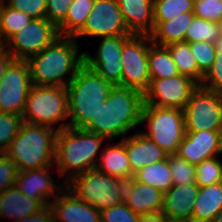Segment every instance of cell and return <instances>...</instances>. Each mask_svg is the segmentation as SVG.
Wrapping results in <instances>:
<instances>
[{
	"instance_id": "14",
	"label": "cell",
	"mask_w": 222,
	"mask_h": 222,
	"mask_svg": "<svg viewBox=\"0 0 222 222\" xmlns=\"http://www.w3.org/2000/svg\"><path fill=\"white\" fill-rule=\"evenodd\" d=\"M132 35L102 37L95 56L84 52V64L114 86H121L122 48Z\"/></svg>"
},
{
	"instance_id": "9",
	"label": "cell",
	"mask_w": 222,
	"mask_h": 222,
	"mask_svg": "<svg viewBox=\"0 0 222 222\" xmlns=\"http://www.w3.org/2000/svg\"><path fill=\"white\" fill-rule=\"evenodd\" d=\"M185 131H222V94L200 85L183 108Z\"/></svg>"
},
{
	"instance_id": "21",
	"label": "cell",
	"mask_w": 222,
	"mask_h": 222,
	"mask_svg": "<svg viewBox=\"0 0 222 222\" xmlns=\"http://www.w3.org/2000/svg\"><path fill=\"white\" fill-rule=\"evenodd\" d=\"M124 203L138 215L157 213L162 211L163 193L132 178L125 185Z\"/></svg>"
},
{
	"instance_id": "20",
	"label": "cell",
	"mask_w": 222,
	"mask_h": 222,
	"mask_svg": "<svg viewBox=\"0 0 222 222\" xmlns=\"http://www.w3.org/2000/svg\"><path fill=\"white\" fill-rule=\"evenodd\" d=\"M126 147V153L133 174L145 166L167 158V154L155 142L141 131L124 137L121 140Z\"/></svg>"
},
{
	"instance_id": "28",
	"label": "cell",
	"mask_w": 222,
	"mask_h": 222,
	"mask_svg": "<svg viewBox=\"0 0 222 222\" xmlns=\"http://www.w3.org/2000/svg\"><path fill=\"white\" fill-rule=\"evenodd\" d=\"M94 0H73L64 20L57 26L60 36L75 37L85 26Z\"/></svg>"
},
{
	"instance_id": "24",
	"label": "cell",
	"mask_w": 222,
	"mask_h": 222,
	"mask_svg": "<svg viewBox=\"0 0 222 222\" xmlns=\"http://www.w3.org/2000/svg\"><path fill=\"white\" fill-rule=\"evenodd\" d=\"M96 167L99 171L112 177L129 181L134 177L126 153L125 144L120 140L101 149Z\"/></svg>"
},
{
	"instance_id": "12",
	"label": "cell",
	"mask_w": 222,
	"mask_h": 222,
	"mask_svg": "<svg viewBox=\"0 0 222 222\" xmlns=\"http://www.w3.org/2000/svg\"><path fill=\"white\" fill-rule=\"evenodd\" d=\"M31 86L26 60H13L0 82V112L22 115Z\"/></svg>"
},
{
	"instance_id": "43",
	"label": "cell",
	"mask_w": 222,
	"mask_h": 222,
	"mask_svg": "<svg viewBox=\"0 0 222 222\" xmlns=\"http://www.w3.org/2000/svg\"><path fill=\"white\" fill-rule=\"evenodd\" d=\"M73 0H46V18L58 26L65 18Z\"/></svg>"
},
{
	"instance_id": "19",
	"label": "cell",
	"mask_w": 222,
	"mask_h": 222,
	"mask_svg": "<svg viewBox=\"0 0 222 222\" xmlns=\"http://www.w3.org/2000/svg\"><path fill=\"white\" fill-rule=\"evenodd\" d=\"M199 191L197 184H174L163 193L162 213L171 222H191L194 202Z\"/></svg>"
},
{
	"instance_id": "36",
	"label": "cell",
	"mask_w": 222,
	"mask_h": 222,
	"mask_svg": "<svg viewBox=\"0 0 222 222\" xmlns=\"http://www.w3.org/2000/svg\"><path fill=\"white\" fill-rule=\"evenodd\" d=\"M169 166L173 184H196L195 165L179 158L177 155H169Z\"/></svg>"
},
{
	"instance_id": "35",
	"label": "cell",
	"mask_w": 222,
	"mask_h": 222,
	"mask_svg": "<svg viewBox=\"0 0 222 222\" xmlns=\"http://www.w3.org/2000/svg\"><path fill=\"white\" fill-rule=\"evenodd\" d=\"M23 123L21 115L0 112V153H5Z\"/></svg>"
},
{
	"instance_id": "6",
	"label": "cell",
	"mask_w": 222,
	"mask_h": 222,
	"mask_svg": "<svg viewBox=\"0 0 222 222\" xmlns=\"http://www.w3.org/2000/svg\"><path fill=\"white\" fill-rule=\"evenodd\" d=\"M21 116L29 124L49 126L57 131L68 128L67 88L32 85ZM57 123L60 124L56 128Z\"/></svg>"
},
{
	"instance_id": "45",
	"label": "cell",
	"mask_w": 222,
	"mask_h": 222,
	"mask_svg": "<svg viewBox=\"0 0 222 222\" xmlns=\"http://www.w3.org/2000/svg\"><path fill=\"white\" fill-rule=\"evenodd\" d=\"M14 60L11 54L6 50L5 46L0 48V82L9 64Z\"/></svg>"
},
{
	"instance_id": "31",
	"label": "cell",
	"mask_w": 222,
	"mask_h": 222,
	"mask_svg": "<svg viewBox=\"0 0 222 222\" xmlns=\"http://www.w3.org/2000/svg\"><path fill=\"white\" fill-rule=\"evenodd\" d=\"M221 38L219 24L194 16L187 28L184 42H210L215 44Z\"/></svg>"
},
{
	"instance_id": "41",
	"label": "cell",
	"mask_w": 222,
	"mask_h": 222,
	"mask_svg": "<svg viewBox=\"0 0 222 222\" xmlns=\"http://www.w3.org/2000/svg\"><path fill=\"white\" fill-rule=\"evenodd\" d=\"M7 4L32 18H46V0H6Z\"/></svg>"
},
{
	"instance_id": "16",
	"label": "cell",
	"mask_w": 222,
	"mask_h": 222,
	"mask_svg": "<svg viewBox=\"0 0 222 222\" xmlns=\"http://www.w3.org/2000/svg\"><path fill=\"white\" fill-rule=\"evenodd\" d=\"M220 154H222V131L213 130L186 131L176 153L179 158L193 165Z\"/></svg>"
},
{
	"instance_id": "22",
	"label": "cell",
	"mask_w": 222,
	"mask_h": 222,
	"mask_svg": "<svg viewBox=\"0 0 222 222\" xmlns=\"http://www.w3.org/2000/svg\"><path fill=\"white\" fill-rule=\"evenodd\" d=\"M124 22L134 35H149L154 29L153 0H117Z\"/></svg>"
},
{
	"instance_id": "3",
	"label": "cell",
	"mask_w": 222,
	"mask_h": 222,
	"mask_svg": "<svg viewBox=\"0 0 222 222\" xmlns=\"http://www.w3.org/2000/svg\"><path fill=\"white\" fill-rule=\"evenodd\" d=\"M106 138L86 129L57 131L54 164L67 183L73 176L96 167L98 153Z\"/></svg>"
},
{
	"instance_id": "2",
	"label": "cell",
	"mask_w": 222,
	"mask_h": 222,
	"mask_svg": "<svg viewBox=\"0 0 222 222\" xmlns=\"http://www.w3.org/2000/svg\"><path fill=\"white\" fill-rule=\"evenodd\" d=\"M74 37L60 36L40 53L26 60L32 85L67 86L84 65V52H79ZM68 76L67 78L65 76Z\"/></svg>"
},
{
	"instance_id": "26",
	"label": "cell",
	"mask_w": 222,
	"mask_h": 222,
	"mask_svg": "<svg viewBox=\"0 0 222 222\" xmlns=\"http://www.w3.org/2000/svg\"><path fill=\"white\" fill-rule=\"evenodd\" d=\"M194 16V12H187L169 21L154 23V29L149 34L151 41L160 46H167L175 42H184L187 28Z\"/></svg>"
},
{
	"instance_id": "32",
	"label": "cell",
	"mask_w": 222,
	"mask_h": 222,
	"mask_svg": "<svg viewBox=\"0 0 222 222\" xmlns=\"http://www.w3.org/2000/svg\"><path fill=\"white\" fill-rule=\"evenodd\" d=\"M33 18L22 11L10 7L6 2L0 7V24L3 40L6 43L14 34H17Z\"/></svg>"
},
{
	"instance_id": "33",
	"label": "cell",
	"mask_w": 222,
	"mask_h": 222,
	"mask_svg": "<svg viewBox=\"0 0 222 222\" xmlns=\"http://www.w3.org/2000/svg\"><path fill=\"white\" fill-rule=\"evenodd\" d=\"M154 23L166 22L194 11V0H153Z\"/></svg>"
},
{
	"instance_id": "5",
	"label": "cell",
	"mask_w": 222,
	"mask_h": 222,
	"mask_svg": "<svg viewBox=\"0 0 222 222\" xmlns=\"http://www.w3.org/2000/svg\"><path fill=\"white\" fill-rule=\"evenodd\" d=\"M57 130L23 122L17 136L4 153L18 171L54 166Z\"/></svg>"
},
{
	"instance_id": "40",
	"label": "cell",
	"mask_w": 222,
	"mask_h": 222,
	"mask_svg": "<svg viewBox=\"0 0 222 222\" xmlns=\"http://www.w3.org/2000/svg\"><path fill=\"white\" fill-rule=\"evenodd\" d=\"M201 87L222 94V55L216 53L211 68L203 76Z\"/></svg>"
},
{
	"instance_id": "1",
	"label": "cell",
	"mask_w": 222,
	"mask_h": 222,
	"mask_svg": "<svg viewBox=\"0 0 222 222\" xmlns=\"http://www.w3.org/2000/svg\"><path fill=\"white\" fill-rule=\"evenodd\" d=\"M144 94L138 90L114 86L104 105L84 128L108 140L126 137L128 132L141 125Z\"/></svg>"
},
{
	"instance_id": "18",
	"label": "cell",
	"mask_w": 222,
	"mask_h": 222,
	"mask_svg": "<svg viewBox=\"0 0 222 222\" xmlns=\"http://www.w3.org/2000/svg\"><path fill=\"white\" fill-rule=\"evenodd\" d=\"M49 204L53 210L54 222H101V212L67 187Z\"/></svg>"
},
{
	"instance_id": "42",
	"label": "cell",
	"mask_w": 222,
	"mask_h": 222,
	"mask_svg": "<svg viewBox=\"0 0 222 222\" xmlns=\"http://www.w3.org/2000/svg\"><path fill=\"white\" fill-rule=\"evenodd\" d=\"M18 169L15 162L0 153V192L15 186Z\"/></svg>"
},
{
	"instance_id": "10",
	"label": "cell",
	"mask_w": 222,
	"mask_h": 222,
	"mask_svg": "<svg viewBox=\"0 0 222 222\" xmlns=\"http://www.w3.org/2000/svg\"><path fill=\"white\" fill-rule=\"evenodd\" d=\"M59 37L57 26L47 18H33L5 43V48L14 60H27Z\"/></svg>"
},
{
	"instance_id": "30",
	"label": "cell",
	"mask_w": 222,
	"mask_h": 222,
	"mask_svg": "<svg viewBox=\"0 0 222 222\" xmlns=\"http://www.w3.org/2000/svg\"><path fill=\"white\" fill-rule=\"evenodd\" d=\"M173 61L181 75L194 80L198 85L203 80V74L198 70L197 61L191 52L189 43L175 42L167 45Z\"/></svg>"
},
{
	"instance_id": "7",
	"label": "cell",
	"mask_w": 222,
	"mask_h": 222,
	"mask_svg": "<svg viewBox=\"0 0 222 222\" xmlns=\"http://www.w3.org/2000/svg\"><path fill=\"white\" fill-rule=\"evenodd\" d=\"M126 181L92 168L73 176L66 187L100 212L124 202Z\"/></svg>"
},
{
	"instance_id": "11",
	"label": "cell",
	"mask_w": 222,
	"mask_h": 222,
	"mask_svg": "<svg viewBox=\"0 0 222 222\" xmlns=\"http://www.w3.org/2000/svg\"><path fill=\"white\" fill-rule=\"evenodd\" d=\"M149 35H132L122 48L121 86L142 92L151 82L148 66Z\"/></svg>"
},
{
	"instance_id": "29",
	"label": "cell",
	"mask_w": 222,
	"mask_h": 222,
	"mask_svg": "<svg viewBox=\"0 0 222 222\" xmlns=\"http://www.w3.org/2000/svg\"><path fill=\"white\" fill-rule=\"evenodd\" d=\"M169 166V155L163 161L145 166L134 174V179L140 183L148 184L162 193L168 191L174 184Z\"/></svg>"
},
{
	"instance_id": "47",
	"label": "cell",
	"mask_w": 222,
	"mask_h": 222,
	"mask_svg": "<svg viewBox=\"0 0 222 222\" xmlns=\"http://www.w3.org/2000/svg\"><path fill=\"white\" fill-rule=\"evenodd\" d=\"M216 46V53H221L222 55V36L221 38L215 43Z\"/></svg>"
},
{
	"instance_id": "46",
	"label": "cell",
	"mask_w": 222,
	"mask_h": 222,
	"mask_svg": "<svg viewBox=\"0 0 222 222\" xmlns=\"http://www.w3.org/2000/svg\"><path fill=\"white\" fill-rule=\"evenodd\" d=\"M138 222H171L161 211L153 214L140 215Z\"/></svg>"
},
{
	"instance_id": "34",
	"label": "cell",
	"mask_w": 222,
	"mask_h": 222,
	"mask_svg": "<svg viewBox=\"0 0 222 222\" xmlns=\"http://www.w3.org/2000/svg\"><path fill=\"white\" fill-rule=\"evenodd\" d=\"M195 168L196 184L199 187L222 182V160L219 156L203 160Z\"/></svg>"
},
{
	"instance_id": "50",
	"label": "cell",
	"mask_w": 222,
	"mask_h": 222,
	"mask_svg": "<svg viewBox=\"0 0 222 222\" xmlns=\"http://www.w3.org/2000/svg\"><path fill=\"white\" fill-rule=\"evenodd\" d=\"M219 24V31L221 33V36H222V19L218 22Z\"/></svg>"
},
{
	"instance_id": "17",
	"label": "cell",
	"mask_w": 222,
	"mask_h": 222,
	"mask_svg": "<svg viewBox=\"0 0 222 222\" xmlns=\"http://www.w3.org/2000/svg\"><path fill=\"white\" fill-rule=\"evenodd\" d=\"M50 169H54V166L18 171L15 186L27 197L37 199L46 206L66 187L65 182L59 185L54 183Z\"/></svg>"
},
{
	"instance_id": "8",
	"label": "cell",
	"mask_w": 222,
	"mask_h": 222,
	"mask_svg": "<svg viewBox=\"0 0 222 222\" xmlns=\"http://www.w3.org/2000/svg\"><path fill=\"white\" fill-rule=\"evenodd\" d=\"M143 123L148 129L142 132L145 136L155 142L167 155H176L186 133L183 109L143 105L141 125Z\"/></svg>"
},
{
	"instance_id": "25",
	"label": "cell",
	"mask_w": 222,
	"mask_h": 222,
	"mask_svg": "<svg viewBox=\"0 0 222 222\" xmlns=\"http://www.w3.org/2000/svg\"><path fill=\"white\" fill-rule=\"evenodd\" d=\"M222 210V182L199 187L191 222H213Z\"/></svg>"
},
{
	"instance_id": "15",
	"label": "cell",
	"mask_w": 222,
	"mask_h": 222,
	"mask_svg": "<svg viewBox=\"0 0 222 222\" xmlns=\"http://www.w3.org/2000/svg\"><path fill=\"white\" fill-rule=\"evenodd\" d=\"M115 35H133L124 22L117 0H94L85 26L74 38Z\"/></svg>"
},
{
	"instance_id": "51",
	"label": "cell",
	"mask_w": 222,
	"mask_h": 222,
	"mask_svg": "<svg viewBox=\"0 0 222 222\" xmlns=\"http://www.w3.org/2000/svg\"><path fill=\"white\" fill-rule=\"evenodd\" d=\"M5 0H0V7L5 3Z\"/></svg>"
},
{
	"instance_id": "38",
	"label": "cell",
	"mask_w": 222,
	"mask_h": 222,
	"mask_svg": "<svg viewBox=\"0 0 222 222\" xmlns=\"http://www.w3.org/2000/svg\"><path fill=\"white\" fill-rule=\"evenodd\" d=\"M194 15L218 23L222 19V0H194Z\"/></svg>"
},
{
	"instance_id": "23",
	"label": "cell",
	"mask_w": 222,
	"mask_h": 222,
	"mask_svg": "<svg viewBox=\"0 0 222 222\" xmlns=\"http://www.w3.org/2000/svg\"><path fill=\"white\" fill-rule=\"evenodd\" d=\"M43 207L39 200L27 197L16 186L0 192V220L11 218V222H15L38 212Z\"/></svg>"
},
{
	"instance_id": "44",
	"label": "cell",
	"mask_w": 222,
	"mask_h": 222,
	"mask_svg": "<svg viewBox=\"0 0 222 222\" xmlns=\"http://www.w3.org/2000/svg\"><path fill=\"white\" fill-rule=\"evenodd\" d=\"M15 222H54L53 210L50 204H48L41 208L38 212L25 216Z\"/></svg>"
},
{
	"instance_id": "27",
	"label": "cell",
	"mask_w": 222,
	"mask_h": 222,
	"mask_svg": "<svg viewBox=\"0 0 222 222\" xmlns=\"http://www.w3.org/2000/svg\"><path fill=\"white\" fill-rule=\"evenodd\" d=\"M148 66L151 79H165L180 74L167 46L154 44L150 36Z\"/></svg>"
},
{
	"instance_id": "48",
	"label": "cell",
	"mask_w": 222,
	"mask_h": 222,
	"mask_svg": "<svg viewBox=\"0 0 222 222\" xmlns=\"http://www.w3.org/2000/svg\"><path fill=\"white\" fill-rule=\"evenodd\" d=\"M213 222H222V210L215 216Z\"/></svg>"
},
{
	"instance_id": "13",
	"label": "cell",
	"mask_w": 222,
	"mask_h": 222,
	"mask_svg": "<svg viewBox=\"0 0 222 222\" xmlns=\"http://www.w3.org/2000/svg\"><path fill=\"white\" fill-rule=\"evenodd\" d=\"M199 85L181 74L165 79H151L144 93V105L183 109Z\"/></svg>"
},
{
	"instance_id": "49",
	"label": "cell",
	"mask_w": 222,
	"mask_h": 222,
	"mask_svg": "<svg viewBox=\"0 0 222 222\" xmlns=\"http://www.w3.org/2000/svg\"><path fill=\"white\" fill-rule=\"evenodd\" d=\"M5 46V42L3 40L2 32H1V24H0V48Z\"/></svg>"
},
{
	"instance_id": "4",
	"label": "cell",
	"mask_w": 222,
	"mask_h": 222,
	"mask_svg": "<svg viewBox=\"0 0 222 222\" xmlns=\"http://www.w3.org/2000/svg\"><path fill=\"white\" fill-rule=\"evenodd\" d=\"M114 85L85 64L66 86L69 127L84 129L104 105Z\"/></svg>"
},
{
	"instance_id": "39",
	"label": "cell",
	"mask_w": 222,
	"mask_h": 222,
	"mask_svg": "<svg viewBox=\"0 0 222 222\" xmlns=\"http://www.w3.org/2000/svg\"><path fill=\"white\" fill-rule=\"evenodd\" d=\"M139 217L124 202L101 211V222H138Z\"/></svg>"
},
{
	"instance_id": "37",
	"label": "cell",
	"mask_w": 222,
	"mask_h": 222,
	"mask_svg": "<svg viewBox=\"0 0 222 222\" xmlns=\"http://www.w3.org/2000/svg\"><path fill=\"white\" fill-rule=\"evenodd\" d=\"M189 45L197 61L198 70L205 75L216 58L215 44L210 42H192Z\"/></svg>"
}]
</instances>
